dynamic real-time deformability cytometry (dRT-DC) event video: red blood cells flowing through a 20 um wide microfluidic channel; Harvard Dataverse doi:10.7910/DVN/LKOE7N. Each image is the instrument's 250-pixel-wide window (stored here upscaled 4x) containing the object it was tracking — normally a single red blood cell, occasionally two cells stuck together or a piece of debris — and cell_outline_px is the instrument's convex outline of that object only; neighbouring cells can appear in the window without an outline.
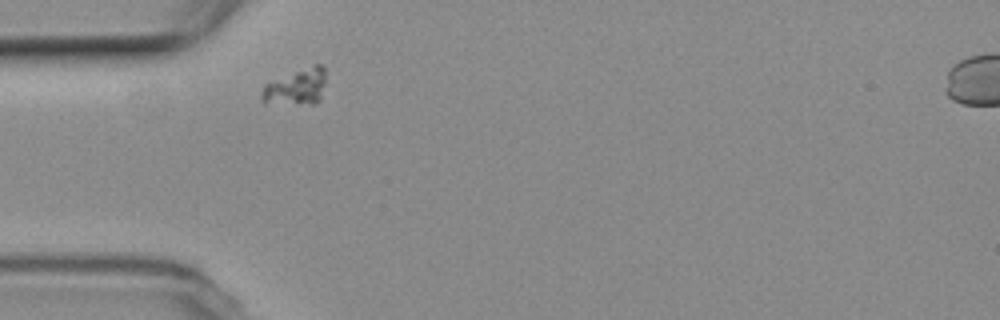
{"species": "common noctule bat (a hibernating species)", "species_latin": "Nyctalus noctula", "temperature_condition": "room temperature", "stored_images_in_passage": 7, "segment_of_instrument_passage": [2, 2], "camera_frame_rate_fps": 3000, "um_per_image_px": 0.085, "animal": {"sex": "female", "body_mass_g": 19.3, "forearm_length_mm": 54.1}, "frame": {"image": 1, "passage_image": 6, "time_ms": 6.667, "image_size_px": [1000, 320], "cell_outline_px": [[324, 84], [320, 100], [312, 104], [308, 104], [260, 100], [260, 92], [264, 84], [312, 64], [324, 64]], "centroid_in_image_um": [25.21, 7.35], "position_along_channel_um": 59.8, "area_um2": 13.18}}